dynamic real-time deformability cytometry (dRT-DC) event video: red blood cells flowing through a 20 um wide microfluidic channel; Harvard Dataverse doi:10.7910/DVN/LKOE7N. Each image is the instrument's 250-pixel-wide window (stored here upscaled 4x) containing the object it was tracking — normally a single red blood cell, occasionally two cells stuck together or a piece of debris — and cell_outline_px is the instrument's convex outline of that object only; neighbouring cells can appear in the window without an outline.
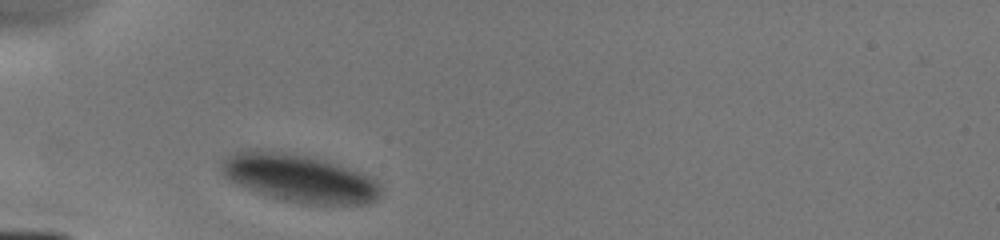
{"species": "human", "species_latin": "Homo sapiens", "temperature_condition": "cold", "stored_images_in_passage": 2, "camera_frame_rate_fps": 3000, "um_per_image_px": 0.085, "donor": {"sex": "male"}, "frame": {"image": 1, "passage_image": 1, "time_ms": 0.0, "image_size_px": [1000, 240], "cell_outline_px": [[384, 192], [376, 200], [368, 204], [300, 204], [280, 200], [256, 192], [236, 184], [224, 176], [220, 172], [220, 164], [228, 156], [236, 152], [248, 148], [260, 148], [292, 152], [324, 160], [372, 176], [380, 184]], "centroid_in_image_um": [25.43, 15.13], "position_along_channel_um": 59.6, "area_um2": 45.37}}